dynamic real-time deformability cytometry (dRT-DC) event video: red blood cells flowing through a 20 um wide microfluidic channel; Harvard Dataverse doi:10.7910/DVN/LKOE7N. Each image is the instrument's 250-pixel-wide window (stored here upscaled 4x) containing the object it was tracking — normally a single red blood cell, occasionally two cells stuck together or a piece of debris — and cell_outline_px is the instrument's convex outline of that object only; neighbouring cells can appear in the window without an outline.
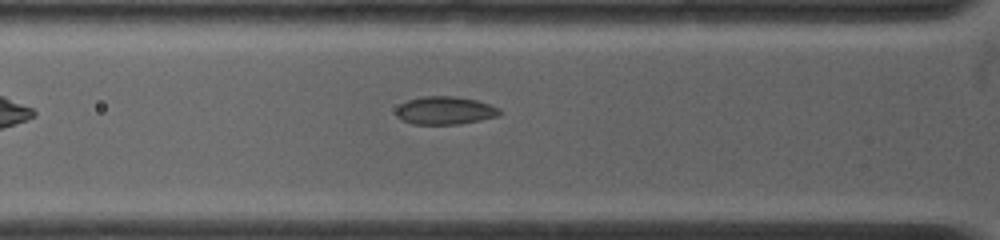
{"species": "common noctule bat (a hibernating species)", "species_latin": "Nyctalus noctula", "temperature_condition": "warm", "stored_images_in_passage": 11, "camera_frame_rate_fps": 4500, "um_per_image_px": 0.085, "animal": {"sex": "female", "body_mass_g": 19.0, "forearm_length_mm": 53.3}, "frame": {"image": 1, "passage_image": 7, "time_ms": 0.667, "image_size_px": [1000, 240], "cell_outline_px": [[504, 112], [500, 116], [460, 124], [412, 124], [400, 120], [396, 116], [396, 108], [400, 104], [408, 100], [424, 96], [452, 96], [476, 100], [500, 108]], "centroid_in_image_um": [37.83, 9.4], "position_along_channel_um": 88.0, "area_um2": 17.05}}